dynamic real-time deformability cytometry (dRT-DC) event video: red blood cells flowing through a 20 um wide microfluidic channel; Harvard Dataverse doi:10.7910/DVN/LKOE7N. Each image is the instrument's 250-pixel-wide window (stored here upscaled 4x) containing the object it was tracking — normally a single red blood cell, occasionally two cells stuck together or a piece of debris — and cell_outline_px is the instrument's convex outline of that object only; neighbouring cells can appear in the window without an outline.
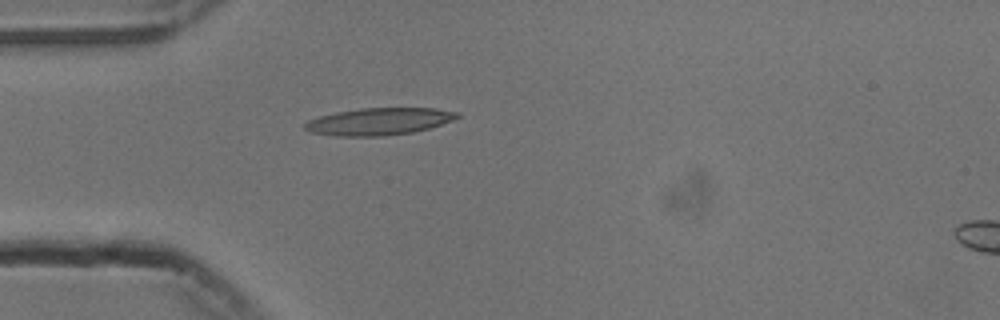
{"species": "common noctule bat (a hibernating species)", "species_latin": "Nyctalus noctula", "temperature_condition": "cold", "stored_images_in_passage": 40, "camera_frame_rate_fps": 3000, "um_per_image_px": 0.085, "animal": {"sex": "male", "body_mass_g": 13.3}, "frame": {"image": 1, "passage_image": 1, "time_ms": 0.0, "image_size_px": [1000, 320], "cell_outline_px": [[460, 116], [452, 120], [428, 128], [412, 132], [384, 136], [336, 136], [312, 132], [304, 128], [304, 124], [308, 120], [320, 116], [336, 112], [360, 108], [436, 108], [460, 112]], "centroid_in_image_um": [32.22, 10.32], "position_along_channel_um": 52.8, "area_um2": 23.99}}
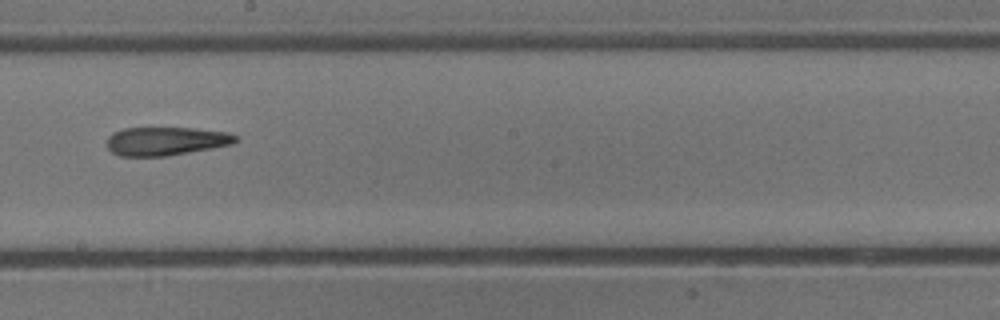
{"frame": {"image": 2, "passage_image": 16, "time_ms": 5.0, "image_size_px": [1000, 320], "cell_outline_px": [[240, 140], [232, 144], [212, 148], [168, 156], [120, 156], [112, 152], [108, 148], [108, 136], [112, 132], [124, 128], [192, 128], [232, 132], [240, 136]], "centroid_in_image_um": [14.17, 11.99], "position_along_channel_um": 234.0, "area_um2": 21.62}}
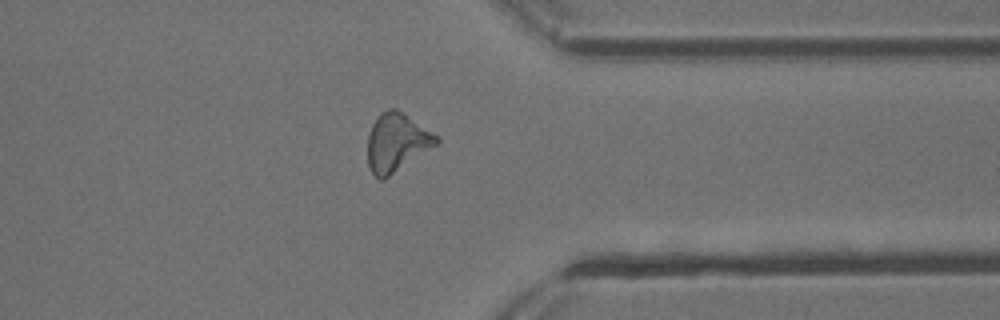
{"frame": {"image": 3, "passage_image": 28, "time_ms": 9.0, "image_size_px": [1000, 320], "cell_outline_px": [[440, 140], [436, 144], [384, 180], [380, 180], [372, 172], [368, 164], [368, 132], [372, 124], [380, 112], [388, 108], [396, 108], [440, 136]], "centroid_in_image_um": [33.7, 12.08], "position_along_channel_um": 377.7, "area_um2": 23.29}, "authors_computed_cell_mechanics": {"area_um2": 22.3686, "velocity_mm_per_s": 3.7707, "shape_relaxation_time_tau1_ms": 10.229, "shape_relaxation_time_tau2_ms": 4.2678, "deformation_change_tau1": 0.2716, "deformation_change_tau2": 0.1771}}